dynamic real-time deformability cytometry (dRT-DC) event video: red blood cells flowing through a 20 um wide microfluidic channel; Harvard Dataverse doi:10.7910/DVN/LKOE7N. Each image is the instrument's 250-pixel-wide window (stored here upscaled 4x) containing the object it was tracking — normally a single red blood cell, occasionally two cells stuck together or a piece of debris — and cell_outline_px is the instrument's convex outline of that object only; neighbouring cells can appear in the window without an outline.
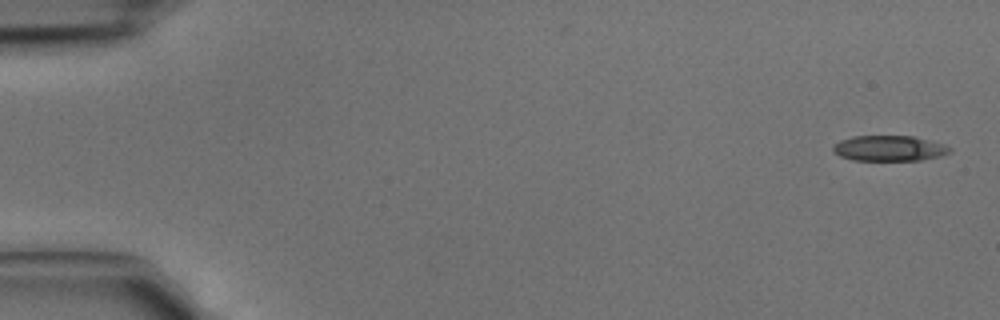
{"species": "common noctule bat (a hibernating species)", "species_latin": "Nyctalus noctula", "temperature_condition": "cold", "stored_images_in_passage": 5, "camera_frame_rate_fps": 3000, "um_per_image_px": 0.085, "animal": {"sex": "male", "body_mass_g": 15.6}, "frame": {"image": 1, "passage_image": 1, "time_ms": 0.0, "image_size_px": [1000, 320], "cell_outline_px": [[952, 152], [940, 156], [920, 160], [852, 160], [840, 156], [832, 148], [840, 140], [852, 136], [912, 136], [928, 140], [952, 148]], "centroid_in_image_um": [75.58, 12.61], "position_along_channel_um": 9.4, "area_um2": 17.11}}